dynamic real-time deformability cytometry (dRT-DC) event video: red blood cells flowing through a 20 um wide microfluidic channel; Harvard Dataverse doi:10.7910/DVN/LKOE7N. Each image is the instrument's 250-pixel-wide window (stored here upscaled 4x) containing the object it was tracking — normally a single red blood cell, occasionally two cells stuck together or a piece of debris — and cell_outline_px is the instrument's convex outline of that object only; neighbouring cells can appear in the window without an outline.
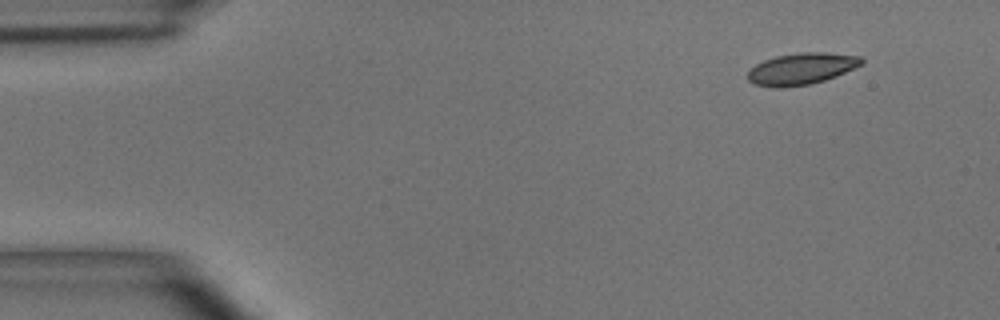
{"species": "common noctule bat (a hibernating species)", "species_latin": "Nyctalus noctula", "temperature_condition": "room temperature", "stored_images_in_passage": 50, "camera_frame_rate_fps": 3000, "um_per_image_px": 0.085, "animal": {"sex": "male", "body_mass_g": 15.6}, "frame": {"image": 1, "passage_image": 1, "time_ms": 0.0, "image_size_px": [1000, 320], "cell_outline_px": [[864, 64], [836, 76], [812, 84], [780, 88], [772, 88], [756, 84], [748, 80], [748, 72], [756, 64], [764, 60], [776, 56], [800, 52], [824, 52], [860, 56], [864, 60]], "centroid_in_image_um": [68.15, 5.85], "position_along_channel_um": 16.9, "area_um2": 21.04}}
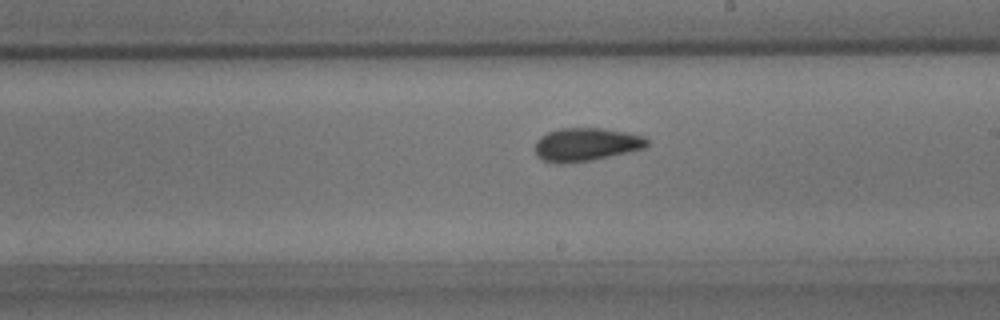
{"frame": {"image": 2, "passage_image": 27, "time_ms": 8.667, "image_size_px": [1000, 320], "cell_outline_px": [[648, 144], [644, 148], [592, 160], [560, 164], [556, 164], [544, 160], [536, 156], [536, 140], [540, 136], [548, 132], [560, 128], [604, 128], [644, 136], [648, 140]], "centroid_in_image_um": [49.79, 12.28], "position_along_channel_um": 239.2, "area_um2": 21.62}}
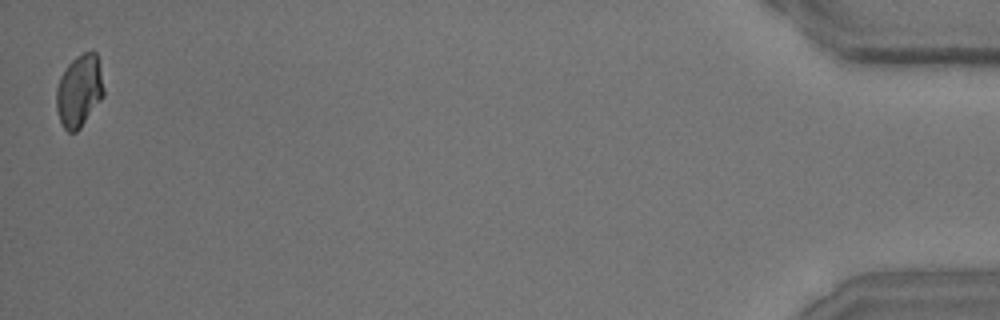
{"frame": {"image": 3, "passage_image": 50, "time_ms": 16.333, "image_size_px": [1000, 320], "cell_outline_px": [[104, 96], [80, 128], [76, 132], [68, 132], [64, 128], [60, 120], [56, 108], [56, 88], [60, 76], [68, 64], [76, 56], [84, 52], [96, 52], [104, 88]], "centroid_in_image_um": [6.72, 7.73], "position_along_channel_um": 428.5, "area_um2": 19.88}, "authors_computed_cell_mechanics": {"area_um2": 21.0392, "velocity_mm_per_s": 3.643, "shape_relaxation_time_tau1_ms": 5.8738, "shape_relaxation_time_tau2_ms": 1.9649, "deformation_change_tau1": 0.1245, "deformation_change_tau2": 0.0702}}